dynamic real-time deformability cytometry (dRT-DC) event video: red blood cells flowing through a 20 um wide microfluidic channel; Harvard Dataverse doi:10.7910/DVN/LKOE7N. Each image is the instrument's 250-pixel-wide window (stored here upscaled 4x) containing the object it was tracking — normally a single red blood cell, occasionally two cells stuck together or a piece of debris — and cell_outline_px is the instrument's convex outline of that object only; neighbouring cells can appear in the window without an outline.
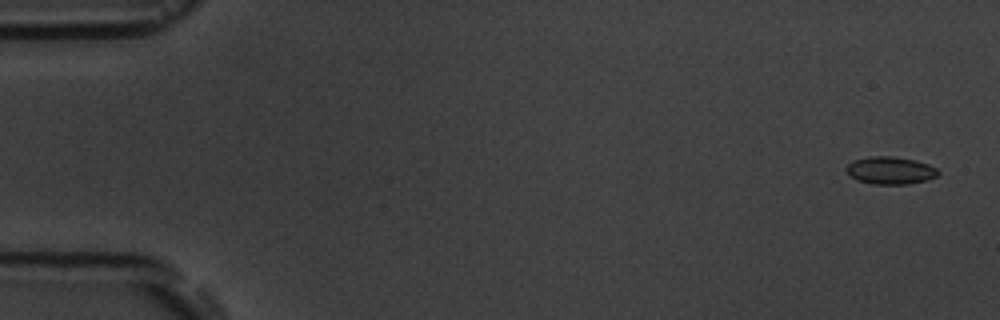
{"species": "common noctule bat (a hibernating species)", "species_latin": "Nyctalus noctula", "temperature_condition": "room temperature", "stored_images_in_passage": 15, "camera_frame_rate_fps": 3000, "um_per_image_px": 0.085, "animal": {"sex": "male", "body_mass_g": 19.5, "forearm_length_mm": 54.6}, "frame": {"image": 1, "passage_image": 1, "time_ms": 0.0, "image_size_px": [1000, 320], "cell_outline_px": [[940, 172], [936, 176], [928, 180], [908, 184], [872, 184], [856, 180], [844, 168], [852, 160], [868, 156], [892, 156], [916, 160], [928, 164], [936, 168]], "centroid_in_image_um": [75.67, 14.48], "position_along_channel_um": 9.3, "area_um2": 14.85}}
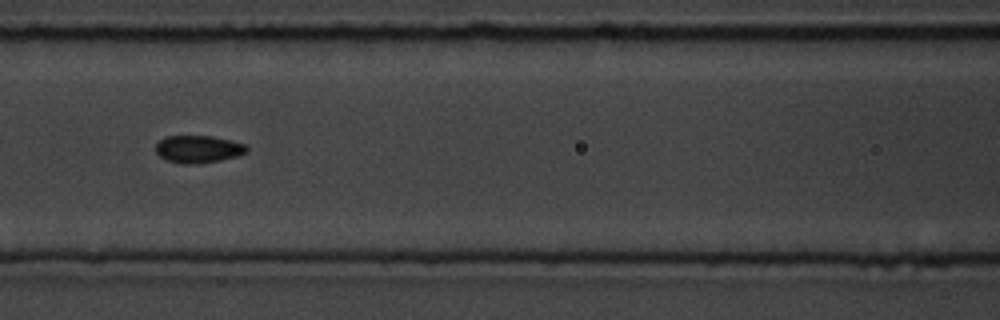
{"frame": {"image": 2, "passage_image": 7, "time_ms": 7.667, "image_size_px": [1000, 320], "cell_outline_px": [[248, 152], [236, 156], [220, 160], [196, 164], [180, 164], [168, 160], [160, 156], [156, 152], [156, 144], [164, 136], [212, 136], [232, 140], [244, 144], [248, 148]], "centroid_in_image_um": [16.85, 12.67], "position_along_channel_um": 149.7, "area_um2": 14.57}}
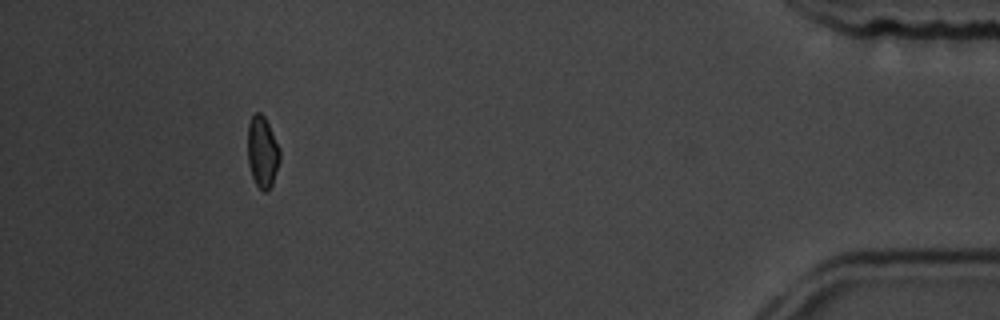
{"frame": {"image": 3, "passage_image": 14, "time_ms": 16.667, "image_size_px": [1000, 320], "cell_outline_px": [[280, 160], [272, 184], [268, 192], [264, 192], [256, 184], [252, 176], [248, 164], [248, 124], [252, 116], [256, 112], [260, 112], [264, 116], [280, 148]], "centroid_in_image_um": [22.31, 12.93], "position_along_channel_um": 412.9, "area_um2": 13.35}, "authors_computed_cell_mechanics": {"area_um2": 14.3922, "velocity_mm_per_s": 3.6145, "shape_relaxation_time_tau1_ms": 2.1367, "shape_relaxation_time_tau2_ms": null, "deformation_change_tau1": 0.0495, "deformation_change_tau2": null}}